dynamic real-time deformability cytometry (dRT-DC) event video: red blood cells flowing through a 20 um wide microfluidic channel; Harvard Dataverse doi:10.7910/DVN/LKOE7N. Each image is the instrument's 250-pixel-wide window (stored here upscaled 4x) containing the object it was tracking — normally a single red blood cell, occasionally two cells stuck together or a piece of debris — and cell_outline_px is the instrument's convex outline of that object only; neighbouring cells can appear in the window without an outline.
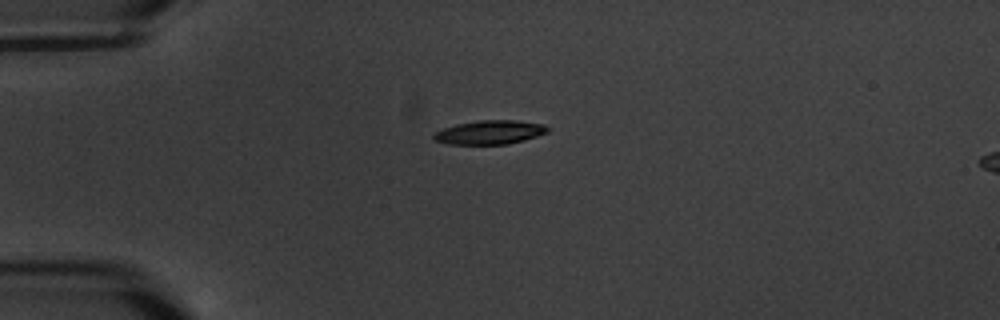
{"species": "common noctule bat (a hibernating species)", "species_latin": "Nyctalus noctula", "temperature_condition": "warm", "stored_images_in_passage": 2, "segment_of_instrument_passage": [1, 2], "camera_frame_rate_fps": 3000, "um_per_image_px": 0.085, "animal": {"sex": "male", "body_mass_g": 20.1, "forearm_length_mm": 53.5}, "frame": {"image": 1, "passage_image": 1, "time_ms": 0.0, "image_size_px": [1000, 320], "cell_outline_px": [[548, 132], [524, 140], [508, 144], [448, 144], [436, 140], [432, 136], [436, 132], [444, 128], [456, 124], [480, 120], [516, 120], [544, 124], [548, 128]], "centroid_in_image_um": [41.65, 11.24], "position_along_channel_um": 43.4, "area_um2": 15.72}}